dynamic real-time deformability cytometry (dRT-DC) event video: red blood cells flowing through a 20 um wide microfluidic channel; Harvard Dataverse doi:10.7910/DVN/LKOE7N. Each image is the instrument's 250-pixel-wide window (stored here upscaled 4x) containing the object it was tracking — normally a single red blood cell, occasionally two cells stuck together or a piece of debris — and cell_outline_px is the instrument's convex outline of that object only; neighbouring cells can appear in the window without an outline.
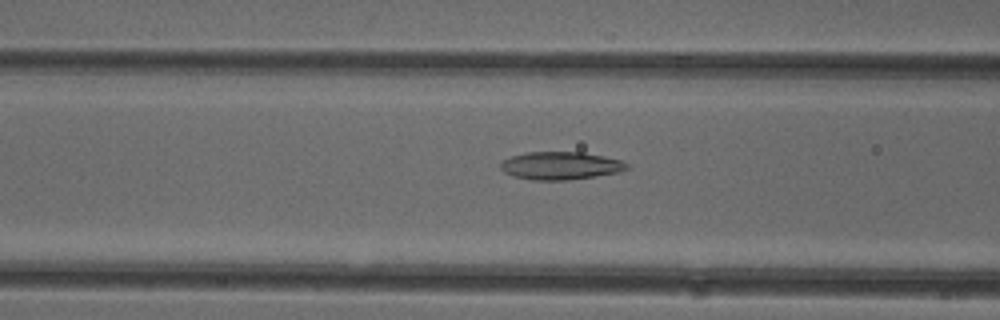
{"species": "common noctule bat (a hibernating species)", "species_latin": "Nyctalus noctula", "temperature_condition": "cold", "stored_images_in_passage": 51, "camera_frame_rate_fps": 3000, "um_per_image_px": 0.085, "animal": {"sex": "female"}, "frame": {"image": 1, "passage_image": 20, "time_ms": 6.333, "image_size_px": [1000, 320], "cell_outline_px": [[632, 168], [616, 172], [596, 176], [568, 180], [532, 180], [512, 176], [504, 172], [500, 168], [500, 164], [504, 160], [512, 156], [528, 152], [584, 152], [604, 156], [620, 160], [628, 164]], "centroid_in_image_um": [47.65, 14.08], "position_along_channel_um": 118.9, "area_um2": 20.52}}
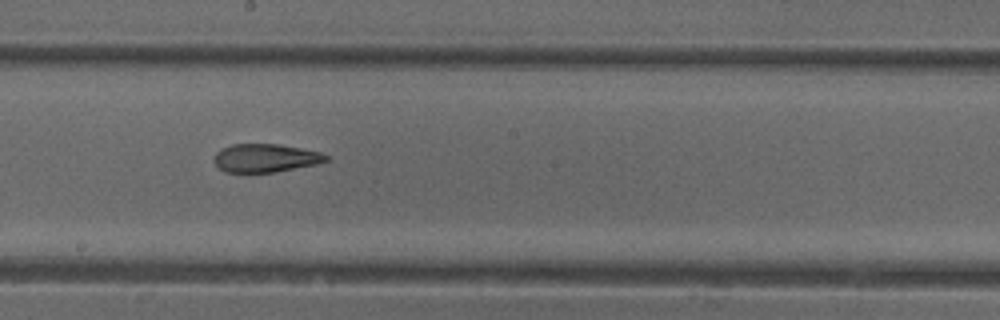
{"frame": {"image": 2, "passage_image": 28, "time_ms": 9.0, "image_size_px": [1000, 320], "cell_outline_px": [[328, 160], [316, 164], [276, 172], [224, 172], [212, 160], [216, 152], [220, 148], [232, 144], [276, 144], [300, 148], [320, 152], [328, 156]], "centroid_in_image_um": [22.52, 13.43], "position_along_channel_um": 225.7, "area_um2": 18.44}}
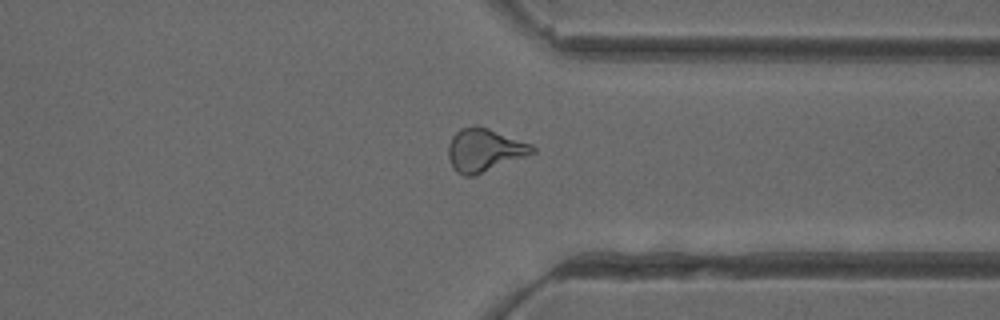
{"frame": {"image": 3, "passage_image": 39, "time_ms": 12.667, "image_size_px": [1000, 320], "cell_outline_px": [[536, 152], [476, 176], [464, 176], [456, 172], [452, 168], [448, 156], [448, 144], [452, 136], [460, 128], [472, 124], [476, 124], [488, 128], [532, 144], [536, 148]], "centroid_in_image_um": [41.15, 12.76], "position_along_channel_um": 370.2, "area_um2": 21.44}, "authors_computed_cell_mechanics": {"area_um2": 21.2704, "velocity_mm_per_s": 3.9898, "shape_relaxation_time_tau1_ms": 6.644, "shape_relaxation_time_tau2_ms": 2.3952, "deformation_change_tau1": 0.1804, "deformation_change_tau2": 0.1086}}